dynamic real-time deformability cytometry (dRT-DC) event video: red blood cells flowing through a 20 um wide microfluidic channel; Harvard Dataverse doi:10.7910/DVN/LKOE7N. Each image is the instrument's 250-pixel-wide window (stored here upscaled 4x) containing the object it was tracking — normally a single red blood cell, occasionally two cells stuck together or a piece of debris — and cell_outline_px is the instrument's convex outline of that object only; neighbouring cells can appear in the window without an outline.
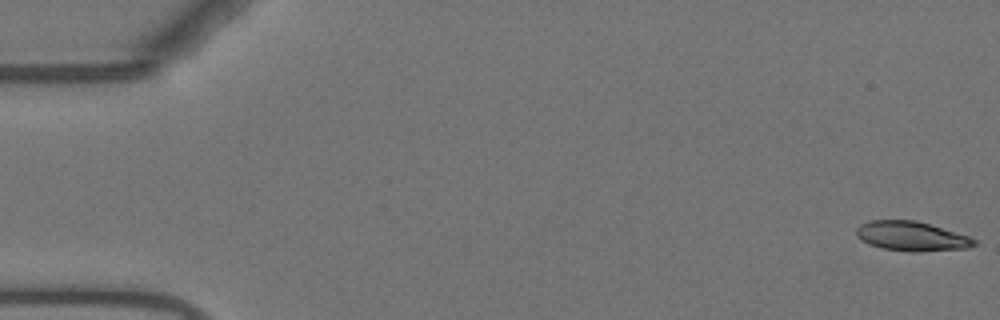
{"species": "Egyptian fruit bat (a non-hibernating species)", "species_latin": "Rousettus aegyptiacus", "temperature_condition": "warm", "stored_images_in_passage": 55, "camera_frame_rate_fps": 3000, "um_per_image_px": 0.085, "animal": {"sex": "female"}, "frame": {"image": 1, "passage_image": 1, "time_ms": 0.0, "image_size_px": [1000, 320], "cell_outline_px": [[976, 244], [968, 248], [916, 252], [908, 252], [880, 248], [868, 244], [860, 240], [856, 236], [856, 228], [860, 224], [872, 220], [916, 220], [968, 236], [976, 240]], "centroid_in_image_um": [77.43, 20.09], "position_along_channel_um": 7.6, "area_um2": 20.35}}
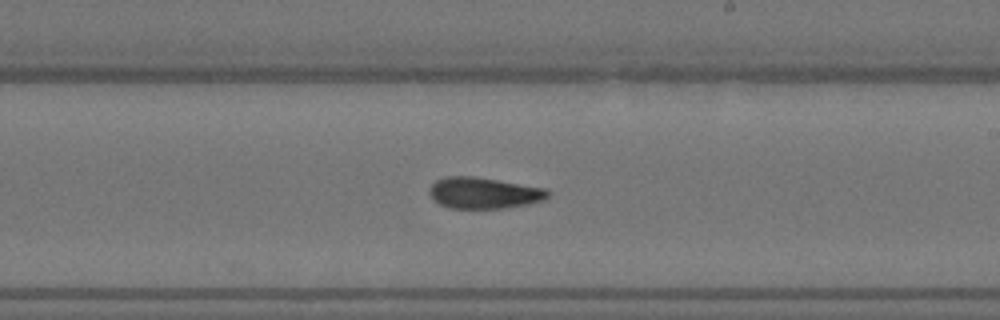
{"frame": {"image": 2, "passage_image": 32, "time_ms": 10.333, "image_size_px": [1000, 320], "cell_outline_px": [[552, 192], [544, 200], [528, 204], [504, 208], [452, 208], [440, 204], [428, 192], [428, 188], [436, 180], [444, 176], [472, 176], [548, 188]], "centroid_in_image_um": [41.16, 16.39], "position_along_channel_um": 247.8, "area_um2": 21.62}}
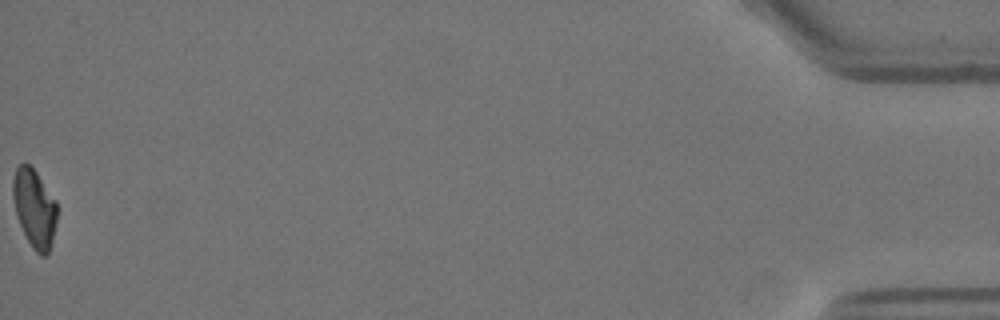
{"frame": {"image": 3, "passage_image": 55, "time_ms": 18.0, "image_size_px": [1000, 320], "cell_outline_px": [[56, 224], [52, 240], [48, 252], [44, 256], [40, 256], [32, 248], [16, 216], [12, 196], [12, 180], [16, 168], [24, 160], [36, 172], [56, 200]], "centroid_in_image_um": [2.9, 17.67], "position_along_channel_um": 432.3, "area_um2": 20.11}, "authors_computed_cell_mechanics": {"area_um2": 21.2126, "velocity_mm_per_s": 3.7188, "shape_relaxation_time_tau1_ms": null, "shape_relaxation_time_tau2_ms": 4.4686, "deformation_change_tau1": null, "deformation_change_tau2": 0.1198}}